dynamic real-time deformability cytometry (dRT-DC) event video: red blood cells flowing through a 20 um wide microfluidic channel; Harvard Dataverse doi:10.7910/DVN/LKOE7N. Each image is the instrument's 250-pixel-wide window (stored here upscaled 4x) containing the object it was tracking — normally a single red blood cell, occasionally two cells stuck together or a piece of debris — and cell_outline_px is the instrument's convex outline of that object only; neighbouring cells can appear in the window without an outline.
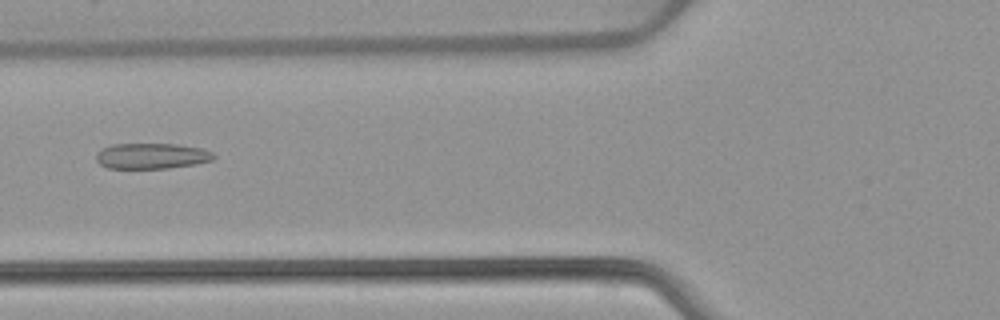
{"species": "common noctule bat (a hibernating species)", "species_latin": "Nyctalus noctula", "temperature_condition": "warm", "stored_images_in_passage": 53, "camera_frame_rate_fps": 3000, "um_per_image_px": 0.085, "animal": {"sex": "female", "body_mass_g": 22.7, "forearm_length_mm": 54.2}, "frame": {"image": 1, "passage_image": 21, "time_ms": 6.667, "image_size_px": [1000, 320], "cell_outline_px": [[216, 156], [212, 160], [196, 164], [168, 168], [108, 168], [100, 164], [96, 160], [96, 152], [112, 144], [176, 144], [200, 148], [212, 152]], "centroid_in_image_um": [12.89, 13.26], "position_along_channel_um": 112.9, "area_um2": 17.51}}
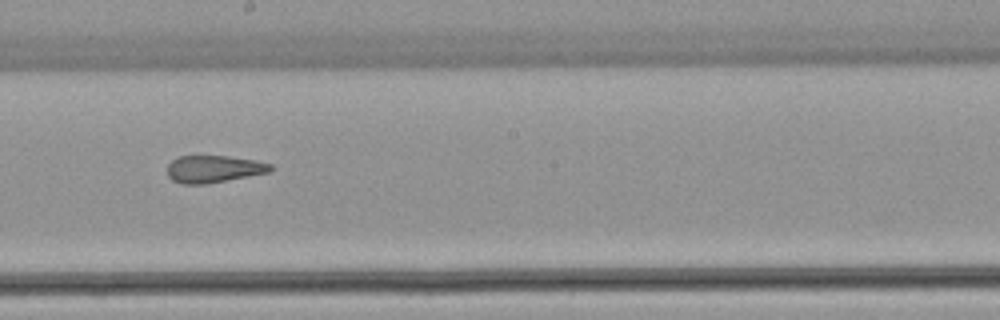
{"frame": {"image": 2, "passage_image": 30, "time_ms": 9.667, "image_size_px": [1000, 320], "cell_outline_px": [[272, 168], [268, 172], [208, 184], [180, 184], [172, 180], [168, 176], [168, 164], [172, 160], [180, 156], [228, 156], [256, 160], [272, 164]], "centroid_in_image_um": [18.14, 14.37], "position_along_channel_um": 230.1, "area_um2": 16.36}}
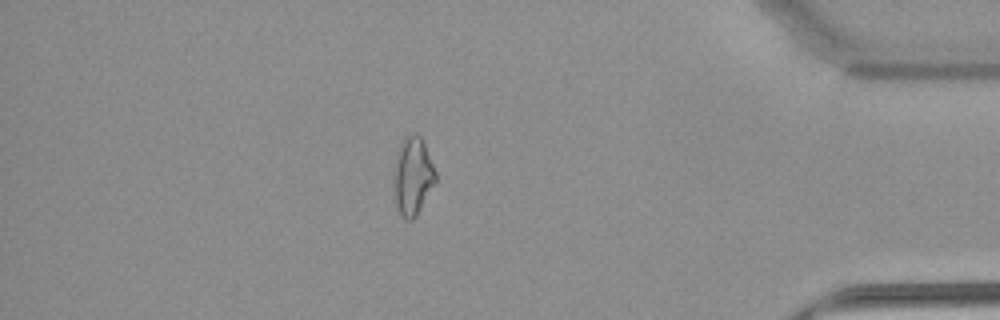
{"frame": {"image": 3, "passage_image": 46, "time_ms": 15.0, "image_size_px": [1000, 320], "cell_outline_px": [[436, 180], [416, 216], [412, 220], [404, 220], [400, 216], [396, 208], [392, 184], [392, 180], [396, 156], [400, 144], [404, 136], [412, 132], [416, 132], [420, 136], [424, 144], [436, 172]], "centroid_in_image_um": [35.03, 14.98], "position_along_channel_um": 400.2, "area_um2": 19.31}, "authors_computed_cell_mechanics": {"area_um2": 19.363, "velocity_mm_per_s": 3.9054, "shape_relaxation_time_tau1_ms": null, "shape_relaxation_time_tau2_ms": 2.4015, "deformation_change_tau1": null, "deformation_change_tau2": 0.1072}}